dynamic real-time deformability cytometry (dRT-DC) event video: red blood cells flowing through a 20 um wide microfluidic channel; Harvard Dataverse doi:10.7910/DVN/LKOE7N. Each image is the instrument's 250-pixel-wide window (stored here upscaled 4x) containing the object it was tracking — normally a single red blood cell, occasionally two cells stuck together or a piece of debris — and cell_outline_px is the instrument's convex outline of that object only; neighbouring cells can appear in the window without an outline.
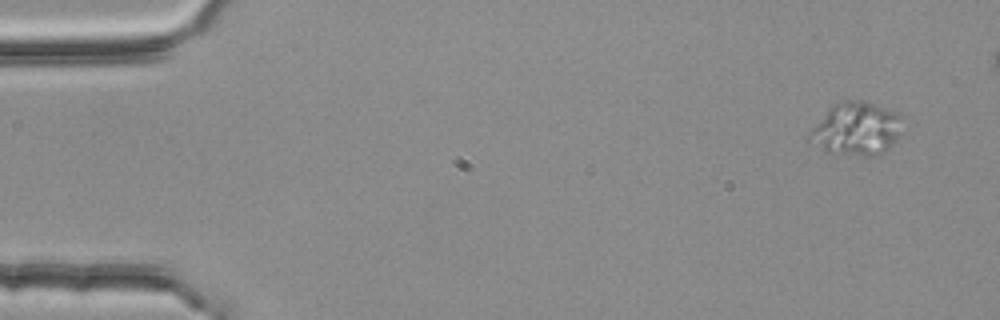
{"species": "common noctule bat (a hibernating species)", "species_latin": "Nyctalus noctula", "temperature_condition": "room temperature", "stored_images_in_passage": 6, "camera_frame_rate_fps": 3000, "um_per_image_px": 0.085, "animal": {"sex": "female", "body_mass_g": 25.1}, "frame": {"image": 1, "passage_image": 1, "time_ms": 0.0, "image_size_px": [1000, 320], "cell_outline_px": [[900, 116], [896, 132], [892, 144], [884, 152], [876, 156], [860, 156], [824, 152], [804, 140], [804, 136], [832, 104], [848, 100], [864, 100], [896, 112]], "centroid_in_image_um": [72.63, 10.97], "position_along_channel_um": 12.4, "area_um2": 28.78}}